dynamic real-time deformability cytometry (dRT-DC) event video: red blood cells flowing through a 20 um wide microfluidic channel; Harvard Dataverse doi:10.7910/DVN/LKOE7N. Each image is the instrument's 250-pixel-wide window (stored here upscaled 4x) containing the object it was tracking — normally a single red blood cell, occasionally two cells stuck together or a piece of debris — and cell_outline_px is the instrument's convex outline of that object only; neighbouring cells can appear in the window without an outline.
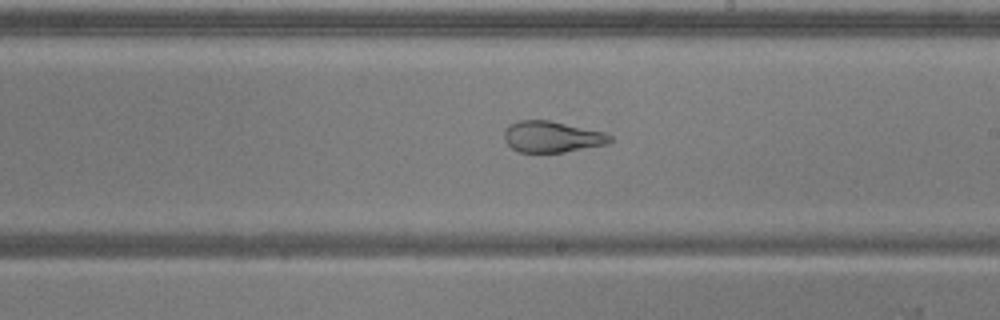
{"species": "common noctule bat (a hibernating species)", "species_latin": "Nyctalus noctula", "temperature_condition": "warm", "stored_images_in_passage": 54, "camera_frame_rate_fps": 3000, "um_per_image_px": 0.085, "animal": {"sex": "male", "body_mass_g": 20.5, "forearm_length_mm": 52.5}, "frame": {"image": 1, "passage_image": 31, "time_ms": 10.0, "image_size_px": [1000, 320], "cell_outline_px": [[612, 140], [604, 144], [564, 152], [520, 152], [512, 148], [504, 140], [504, 132], [508, 124], [520, 120], [548, 120], [604, 132], [612, 136]], "centroid_in_image_um": [46.87, 11.62], "position_along_channel_um": 242.1, "area_um2": 19.02}, "authors_computed_cell_mechanics": {"area_um2": 27.4261, "velocity_mm_per_s": 3.7586, "shape_relaxation_time_tau1_ms": null, "shape_relaxation_time_tau2_ms": 1.2147, "deformation_change_tau1": null, "deformation_change_tau2": 0.0801}}